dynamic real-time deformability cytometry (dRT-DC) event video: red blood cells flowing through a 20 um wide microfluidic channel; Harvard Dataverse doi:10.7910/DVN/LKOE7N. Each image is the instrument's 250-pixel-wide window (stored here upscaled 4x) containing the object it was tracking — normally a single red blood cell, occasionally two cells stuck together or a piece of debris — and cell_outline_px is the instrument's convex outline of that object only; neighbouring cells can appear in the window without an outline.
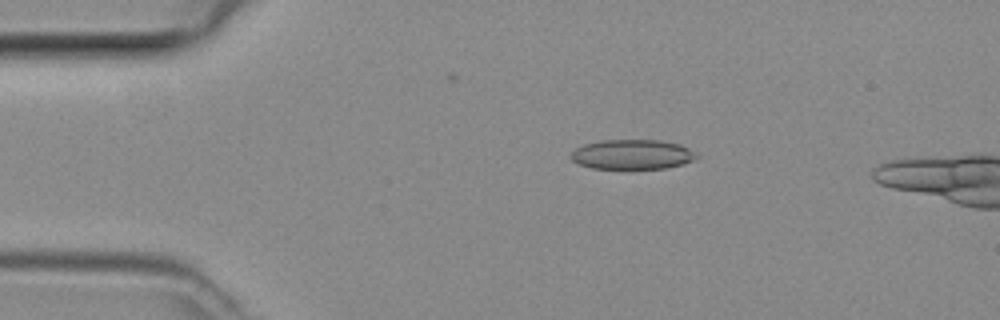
{"species": "common noctule bat (a hibernating species)", "species_latin": "Nyctalus noctula", "temperature_condition": "room temperature", "stored_images_in_passage": 12, "camera_frame_rate_fps": 3000, "um_per_image_px": 0.085, "animal": {"sex": "female", "body_mass_g": 29.2, "forearm_length_mm": 56.3}, "frame": {"image": 1, "passage_image": 9, "time_ms": 2.667, "image_size_px": [1000, 320], "cell_outline_px": [[700, 156], [692, 160], [680, 164], [664, 168], [592, 168], [580, 164], [572, 160], [568, 156], [576, 148], [584, 144], [600, 140], [660, 140], [680, 144], [696, 152]], "centroid_in_image_um": [53.73, 13.11], "position_along_channel_um": 31.3, "area_um2": 21.68}}